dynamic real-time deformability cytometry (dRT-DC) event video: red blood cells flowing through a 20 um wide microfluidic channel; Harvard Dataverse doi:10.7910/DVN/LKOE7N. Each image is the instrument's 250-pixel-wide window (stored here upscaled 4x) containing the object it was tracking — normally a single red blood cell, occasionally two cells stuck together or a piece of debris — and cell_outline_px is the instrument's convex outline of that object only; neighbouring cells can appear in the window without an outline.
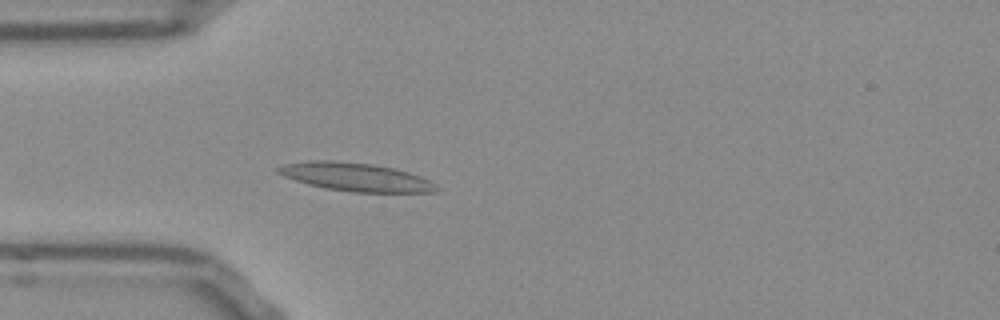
{"species": "Egyptian fruit bat (a non-hibernating species)", "species_latin": "Rousettus aegyptiacus", "temperature_condition": "room temperature", "stored_images_in_passage": 52, "camera_frame_rate_fps": 3000, "um_per_image_px": 0.085, "frame": {"image": 1, "passage_image": 14, "time_ms": 4.333, "image_size_px": [1000, 320], "cell_outline_px": [[436, 192], [352, 192], [328, 188], [308, 184], [284, 176], [276, 172], [276, 168], [284, 164], [308, 160], [332, 160], [372, 164], [396, 168], [420, 176], [436, 184]], "centroid_in_image_um": [30.21, 15.03], "position_along_channel_um": 54.8, "area_um2": 25.95}}
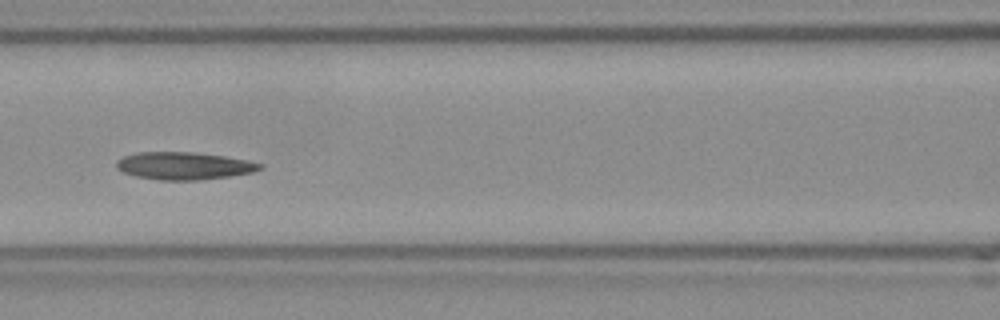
{"frame": {"image": 2, "passage_image": 22, "time_ms": 7.0, "image_size_px": [1000, 320], "cell_outline_px": [[264, 168], [252, 172], [228, 176], [196, 180], [160, 180], [136, 176], [124, 172], [116, 168], [116, 160], [124, 156], [136, 152], [196, 152], [224, 156], [264, 164]], "centroid_in_image_um": [15.61, 14.09], "position_along_channel_um": 151.0, "area_um2": 22.89}}
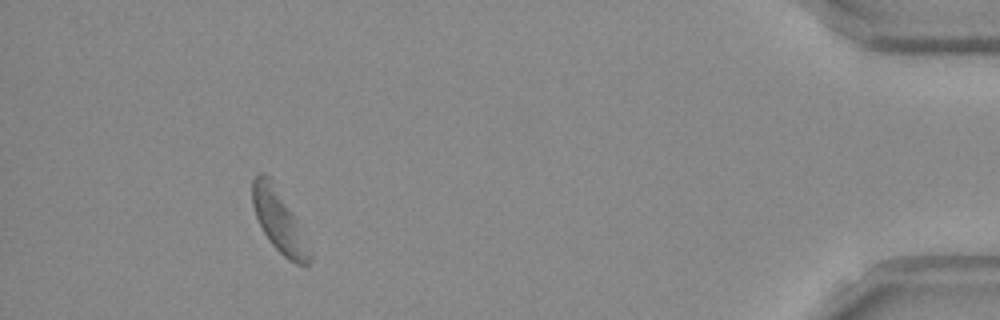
{"frame": {"image": 3, "passage_image": 48, "time_ms": 15.667, "image_size_px": [1000, 320], "cell_outline_px": [[312, 260], [304, 268], [288, 260], [268, 240], [256, 216], [252, 204], [252, 180], [260, 172], [264, 172], [272, 176], [296, 216], [312, 252]], "centroid_in_image_um": [23.75, 18.75], "position_along_channel_um": 411.4, "area_um2": 21.5}, "authors_computed_cell_mechanics": {"area_um2": 22.8021, "velocity_mm_per_s": 3.7624, "shape_relaxation_time_tau1_ms": null, "shape_relaxation_time_tau2_ms": 2.8624, "deformation_change_tau1": null, "deformation_change_tau2": 0.0836}}